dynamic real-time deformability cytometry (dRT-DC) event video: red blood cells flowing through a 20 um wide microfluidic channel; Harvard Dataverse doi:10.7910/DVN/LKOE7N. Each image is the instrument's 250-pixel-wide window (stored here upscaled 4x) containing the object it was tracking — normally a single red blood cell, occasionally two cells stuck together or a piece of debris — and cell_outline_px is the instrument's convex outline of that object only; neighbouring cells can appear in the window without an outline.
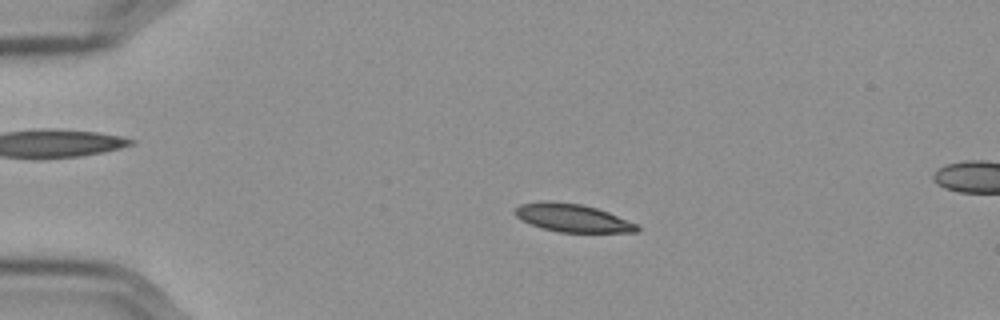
{"species": "Egyptian fruit bat (a non-hibernating species)", "species_latin": "Rousettus aegyptiacus", "temperature_condition": "cold", "stored_images_in_passage": 57, "camera_frame_rate_fps": 3000, "um_per_image_px": 0.085, "frame": {"image": 1, "passage_image": 13, "time_ms": 4.0, "image_size_px": [1000, 320], "cell_outline_px": [[640, 228], [636, 232], [560, 232], [544, 228], [532, 224], [516, 216], [516, 208], [520, 204], [544, 200], [580, 204], [596, 208], [608, 212], [640, 224]], "centroid_in_image_um": [48.72, 18.52], "position_along_channel_um": 36.3, "area_um2": 19.71}}
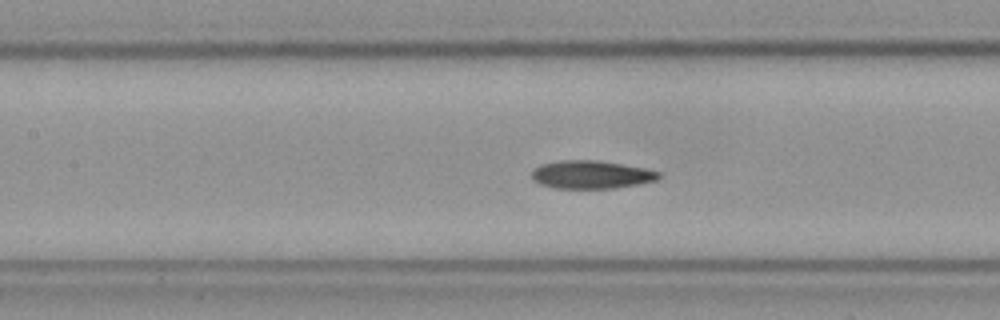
{"frame": {"image": 2, "passage_image": 27, "time_ms": 8.667, "image_size_px": [1000, 320], "cell_outline_px": [[660, 176], [656, 180], [640, 184], [616, 188], [556, 188], [540, 184], [532, 180], [532, 172], [536, 168], [544, 164], [560, 160], [600, 160], [644, 168], [660, 172]], "centroid_in_image_um": [50.27, 14.84], "position_along_channel_um": 157.1, "area_um2": 20.69}}
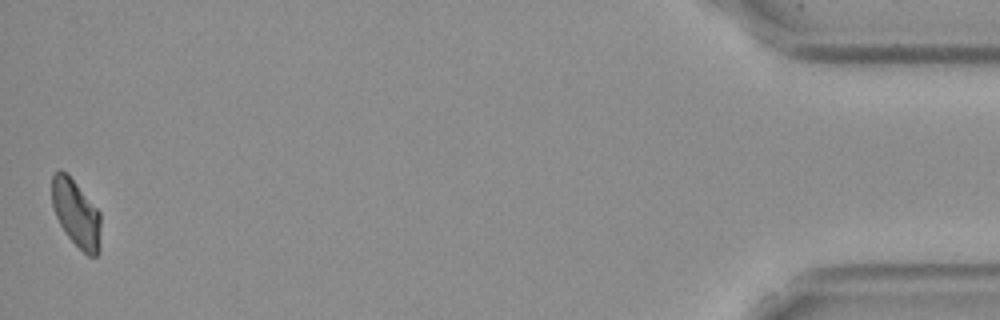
{"frame": {"image": 3, "passage_image": 57, "time_ms": 18.667, "image_size_px": [1000, 320], "cell_outline_px": [[100, 252], [96, 256], [88, 256], [68, 236], [60, 224], [56, 216], [52, 204], [52, 176], [60, 168], [68, 172], [100, 212]], "centroid_in_image_um": [6.48, 18.11], "position_along_channel_um": 428.7, "area_um2": 19.25}, "authors_computed_cell_mechanics": {"area_um2": 20.23, "velocity_mm_per_s": 3.5766, "shape_relaxation_time_tau1_ms": null, "shape_relaxation_time_tau2_ms": 10.8577, "deformation_change_tau1": null, "deformation_change_tau2": 0.1299}}